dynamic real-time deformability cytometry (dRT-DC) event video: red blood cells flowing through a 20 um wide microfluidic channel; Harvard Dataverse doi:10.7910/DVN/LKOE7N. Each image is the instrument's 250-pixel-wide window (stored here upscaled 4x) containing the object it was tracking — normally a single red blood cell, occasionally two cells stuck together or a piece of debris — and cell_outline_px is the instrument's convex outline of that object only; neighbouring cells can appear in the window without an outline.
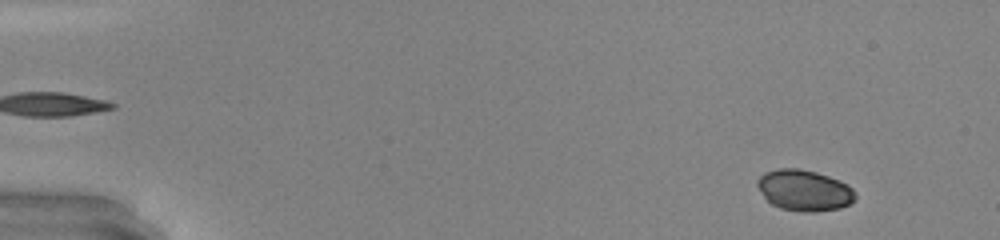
{"species": "common noctule bat (a hibernating species)", "species_latin": "Nyctalus noctula", "temperature_condition": "warm", "stored_images_in_passage": 49, "camera_frame_rate_fps": 3000, "um_per_image_px": 0.085, "animal": {"sex": "male", "body_mass_g": 20.0, "forearm_length_mm": 53.3}, "frame": {"image": 1, "passage_image": 4, "time_ms": 1.0, "image_size_px": [1000, 240], "cell_outline_px": [[856, 200], [840, 208], [816, 212], [800, 212], [780, 208], [772, 204], [764, 196], [756, 184], [756, 180], [764, 172], [780, 168], [800, 168], [816, 172], [840, 180], [848, 184], [856, 192]], "centroid_in_image_um": [68.38, 16.18], "position_along_channel_um": 16.6, "area_um2": 23.64}}
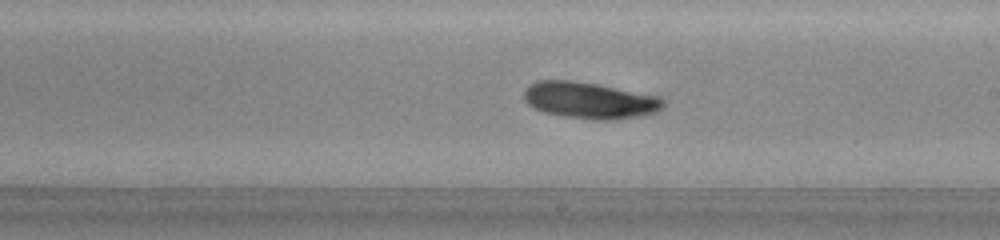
{"frame": {"image": 2, "passage_image": 29, "time_ms": 9.333, "image_size_px": [1000, 240], "cell_outline_px": [[664, 108], [656, 112], [644, 116], [612, 120], [592, 120], [564, 116], [544, 112], [528, 104], [524, 100], [524, 92], [528, 84], [536, 80], [572, 80], [596, 84], [660, 96], [664, 100]], "centroid_in_image_um": [50.14, 8.53], "position_along_channel_um": 238.9, "area_um2": 29.88}}
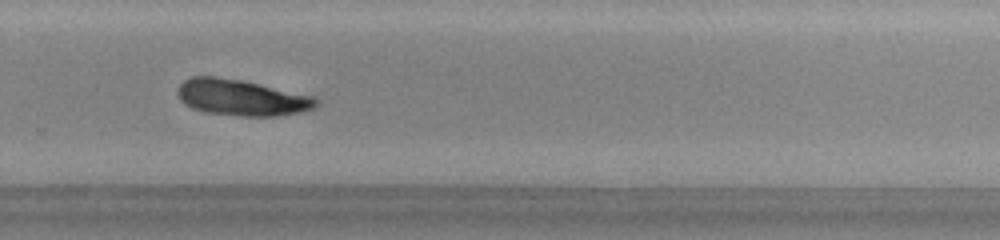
{"frame": {"image": 3, "passage_image": 34, "time_ms": 11.0, "image_size_px": [1000, 240], "cell_outline_px": [[320, 104], [316, 108], [300, 112], [276, 116], [240, 116], [204, 112], [192, 108], [184, 104], [180, 100], [176, 92], [180, 84], [184, 80], [192, 76], [216, 76], [240, 80], [312, 96], [320, 100]], "centroid_in_image_um": [20.51, 8.3], "position_along_channel_um": 309.3, "area_um2": 29.19}, "authors_computed_cell_mechanics": {"area_um2": 25.8366, "velocity_mm_per_s": 4.229, "shape_relaxation_time_tau1_ms": 2.3474, "shape_relaxation_time_tau2_ms": null, "deformation_change_tau1": 0.0705, "deformation_change_tau2": null}}